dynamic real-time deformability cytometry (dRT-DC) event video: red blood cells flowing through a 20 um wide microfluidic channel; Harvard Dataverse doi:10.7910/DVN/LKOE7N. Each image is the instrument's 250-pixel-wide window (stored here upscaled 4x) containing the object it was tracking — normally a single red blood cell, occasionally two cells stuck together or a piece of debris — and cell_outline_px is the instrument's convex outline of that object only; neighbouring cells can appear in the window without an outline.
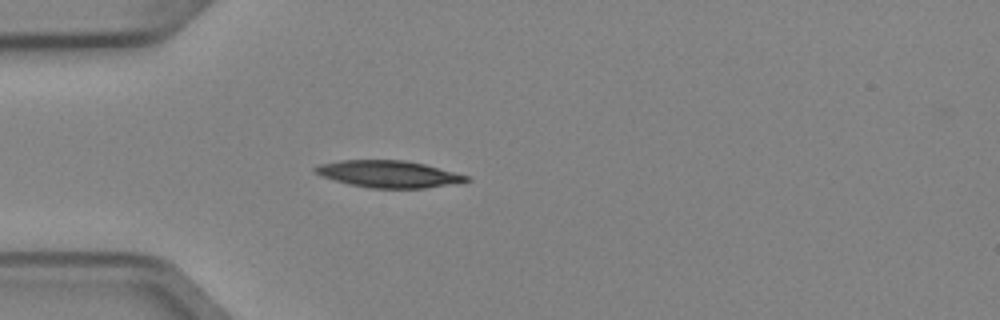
{"species": "Egyptian fruit bat (a non-hibernating species)", "species_latin": "Rousettus aegyptiacus", "temperature_condition": "cold", "stored_images_in_passage": 5, "camera_frame_rate_fps": 3000, "um_per_image_px": 0.085, "animal": {"sex": "female"}, "frame": {"image": 1, "passage_image": 5, "time_ms": 1.333, "image_size_px": [1000, 320], "cell_outline_px": [[472, 180], [424, 188], [368, 188], [348, 184], [320, 176], [312, 172], [312, 168], [320, 164], [340, 160], [404, 160], [424, 164], [468, 176]], "centroid_in_image_um": [32.94, 14.79], "position_along_channel_um": 52.1, "area_um2": 23.64}}